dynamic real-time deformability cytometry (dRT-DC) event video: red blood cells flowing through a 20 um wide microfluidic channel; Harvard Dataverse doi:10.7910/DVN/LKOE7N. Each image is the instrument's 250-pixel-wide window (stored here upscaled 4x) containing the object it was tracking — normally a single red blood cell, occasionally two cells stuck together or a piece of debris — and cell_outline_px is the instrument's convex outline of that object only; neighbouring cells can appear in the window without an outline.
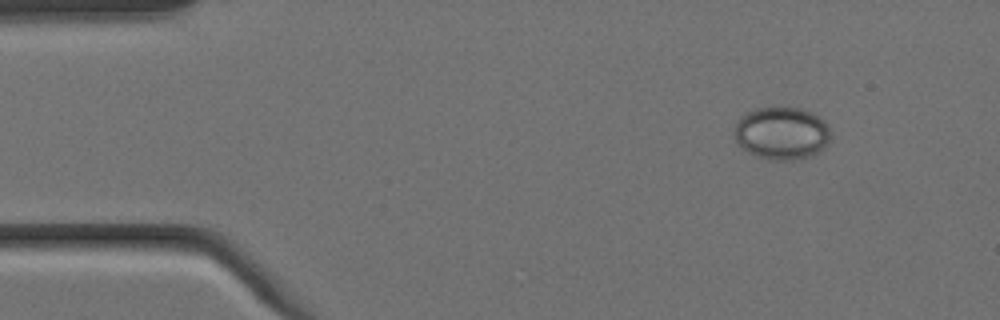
{"species": "Egyptian fruit bat (a non-hibernating species)", "species_latin": "Rousettus aegyptiacus", "temperature_condition": "cold", "stored_images_in_passage": 4, "camera_frame_rate_fps": 3000, "um_per_image_px": 0.085, "animal": {"sex": "female"}, "frame": {"image": 1, "passage_image": 1, "time_ms": 0.0, "image_size_px": [1000, 320], "cell_outline_px": [[828, 144], [820, 152], [812, 156], [792, 160], [768, 160], [756, 156], [740, 148], [736, 140], [736, 124], [740, 116], [756, 108], [800, 108], [812, 112], [824, 120], [828, 124]], "centroid_in_image_um": [66.45, 11.34], "position_along_channel_um": 18.5, "area_um2": 29.59}}